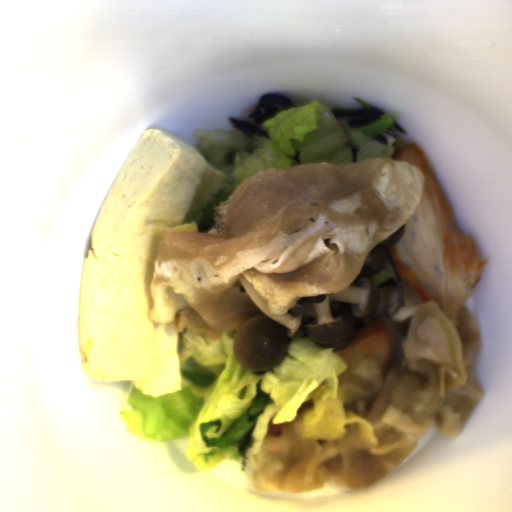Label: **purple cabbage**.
<instances>
[{"label":"purple cabbage","instance_id":"purple-cabbage-1","mask_svg":"<svg viewBox=\"0 0 512 512\" xmlns=\"http://www.w3.org/2000/svg\"><path fill=\"white\" fill-rule=\"evenodd\" d=\"M382 269L389 271L392 277L384 285L377 286L379 295L378 308L372 316L356 321L353 331L366 326L377 319L382 320L391 336L392 353L389 363L396 365L401 358L402 351L399 340L396 336L395 325L391 319V314L401 309L403 305V293L399 274L391 257L387 254L386 263Z\"/></svg>","mask_w":512,"mask_h":512},{"label":"purple cabbage","instance_id":"purple-cabbage-2","mask_svg":"<svg viewBox=\"0 0 512 512\" xmlns=\"http://www.w3.org/2000/svg\"><path fill=\"white\" fill-rule=\"evenodd\" d=\"M288 108H296L290 98L276 93L265 94L261 96L255 110L249 116L248 120H239L228 116V123L235 131L247 136L269 138V133L262 126V122Z\"/></svg>","mask_w":512,"mask_h":512},{"label":"purple cabbage","instance_id":"purple-cabbage-3","mask_svg":"<svg viewBox=\"0 0 512 512\" xmlns=\"http://www.w3.org/2000/svg\"><path fill=\"white\" fill-rule=\"evenodd\" d=\"M339 118L355 127L366 126L385 117L383 110L379 108L362 109L357 112H335Z\"/></svg>","mask_w":512,"mask_h":512},{"label":"purple cabbage","instance_id":"purple-cabbage-4","mask_svg":"<svg viewBox=\"0 0 512 512\" xmlns=\"http://www.w3.org/2000/svg\"><path fill=\"white\" fill-rule=\"evenodd\" d=\"M406 134V131L394 122L383 134L372 140L381 145H393L396 140L402 139Z\"/></svg>","mask_w":512,"mask_h":512}]
</instances>
